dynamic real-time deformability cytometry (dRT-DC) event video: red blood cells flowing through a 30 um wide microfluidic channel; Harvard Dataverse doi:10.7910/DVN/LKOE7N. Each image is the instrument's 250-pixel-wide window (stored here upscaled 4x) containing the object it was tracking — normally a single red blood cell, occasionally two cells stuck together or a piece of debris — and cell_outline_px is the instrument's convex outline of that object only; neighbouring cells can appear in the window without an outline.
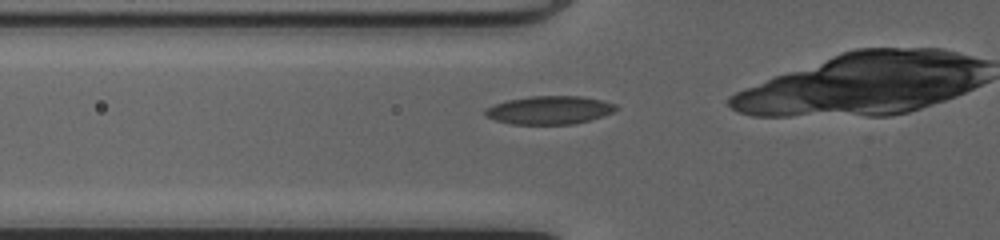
{"species": "common noctule bat (a hibernating species)", "species_latin": "Nyctalus noctula", "temperature_condition": "cold", "stored_images_in_passage": 26, "camera_frame_rate_fps": 3000, "um_per_image_px": 0.085, "animal": {"sex": "female", "body_mass_g": 20.0, "forearm_length_mm": 54.0}, "frame": {"image": 1, "passage_image": 8, "time_ms": 2.333, "image_size_px": [1000, 240], "cell_outline_px": [[620, 108], [612, 112], [588, 120], [572, 124], [512, 124], [496, 120], [484, 116], [484, 112], [488, 108], [496, 104], [508, 100], [532, 96], [580, 96], [600, 100], [616, 104]], "centroid_in_image_um": [46.7, 9.36], "position_along_channel_um": 79.1, "area_um2": 21.21}}
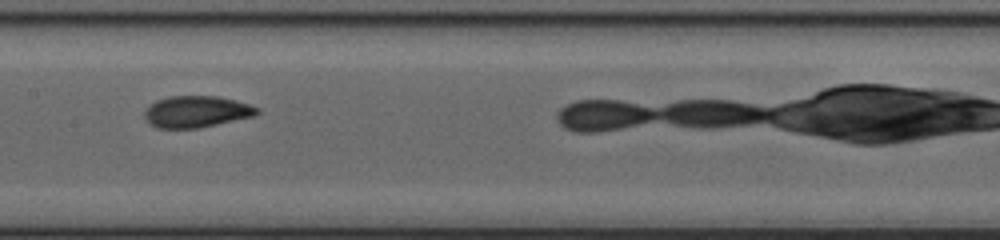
{"frame": {"image": 2, "passage_image": 16, "time_ms": 5.0, "image_size_px": [1000, 240], "cell_outline_px": [[260, 112], [256, 116], [200, 128], [156, 128], [148, 124], [144, 116], [144, 112], [156, 100], [168, 96], [216, 96], [236, 100], [260, 108]], "centroid_in_image_um": [16.72, 9.5], "position_along_channel_um": 190.7, "area_um2": 20.92}}
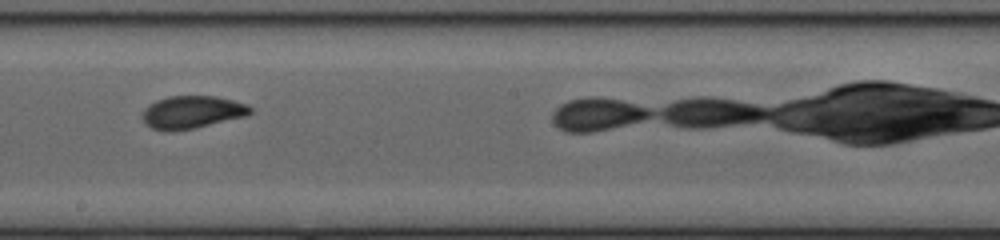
{"frame": {"image": 3, "passage_image": 19, "time_ms": 6.0, "image_size_px": [1000, 240], "cell_outline_px": [[252, 112], [248, 116], [192, 128], [168, 132], [164, 132], [152, 128], [140, 116], [144, 108], [148, 104], [156, 100], [168, 96], [216, 96], [248, 104], [252, 108]], "centroid_in_image_um": [16.31, 9.53], "position_along_channel_um": 231.9, "area_um2": 20.69}}